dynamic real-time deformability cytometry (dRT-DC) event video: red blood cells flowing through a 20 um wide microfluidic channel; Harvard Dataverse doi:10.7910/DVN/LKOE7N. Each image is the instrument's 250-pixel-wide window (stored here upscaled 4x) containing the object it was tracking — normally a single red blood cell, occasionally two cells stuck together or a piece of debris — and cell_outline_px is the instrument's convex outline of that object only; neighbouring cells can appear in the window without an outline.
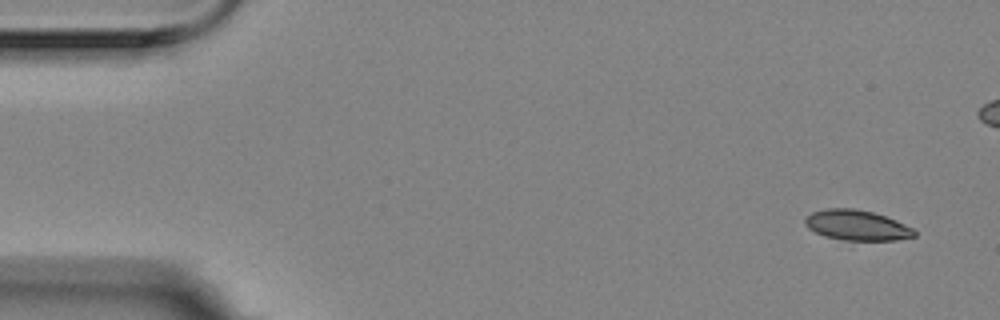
{"species": "Egyptian fruit bat (a non-hibernating species)", "species_latin": "Rousettus aegyptiacus", "temperature_condition": "room temperature", "stored_images_in_passage": 5, "camera_frame_rate_fps": 3000, "um_per_image_px": 0.085, "animal": {"sex": "female"}, "frame": {"image": 1, "passage_image": 1, "time_ms": 0.0, "image_size_px": [1000, 320], "cell_outline_px": [[916, 236], [896, 240], [844, 240], [824, 236], [808, 228], [804, 224], [804, 220], [812, 212], [828, 208], [852, 208], [872, 212], [896, 220], [912, 228], [916, 232]], "centroid_in_image_um": [72.82, 19.15], "position_along_channel_um": 12.2, "area_um2": 19.13}}